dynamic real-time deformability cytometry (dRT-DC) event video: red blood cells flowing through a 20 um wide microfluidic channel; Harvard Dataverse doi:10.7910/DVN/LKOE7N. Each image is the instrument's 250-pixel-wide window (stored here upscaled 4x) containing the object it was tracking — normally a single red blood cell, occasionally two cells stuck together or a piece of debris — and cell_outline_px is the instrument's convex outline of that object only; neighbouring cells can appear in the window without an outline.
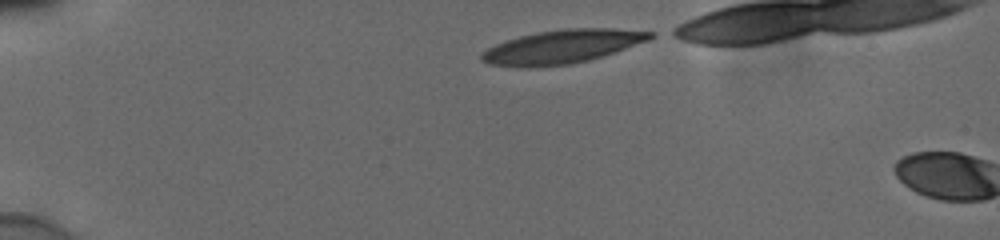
{"species": "human", "species_latin": "Homo sapiens", "temperature_condition": "cold", "stored_images_in_passage": 3, "camera_frame_rate_fps": 3000, "um_per_image_px": 0.085, "donor": {"sex": "male"}, "frame": {"image": 1, "passage_image": 1, "time_ms": 0.0, "image_size_px": [1000, 240], "cell_outline_px": [[656, 36], [648, 40], [588, 60], [568, 64], [528, 68], [524, 68], [488, 64], [480, 60], [480, 56], [488, 48], [496, 44], [520, 36], [536, 32], [560, 28], [608, 28], [652, 32]], "centroid_in_image_um": [47.72, 3.96], "position_along_channel_um": 37.3, "area_um2": 32.66}}